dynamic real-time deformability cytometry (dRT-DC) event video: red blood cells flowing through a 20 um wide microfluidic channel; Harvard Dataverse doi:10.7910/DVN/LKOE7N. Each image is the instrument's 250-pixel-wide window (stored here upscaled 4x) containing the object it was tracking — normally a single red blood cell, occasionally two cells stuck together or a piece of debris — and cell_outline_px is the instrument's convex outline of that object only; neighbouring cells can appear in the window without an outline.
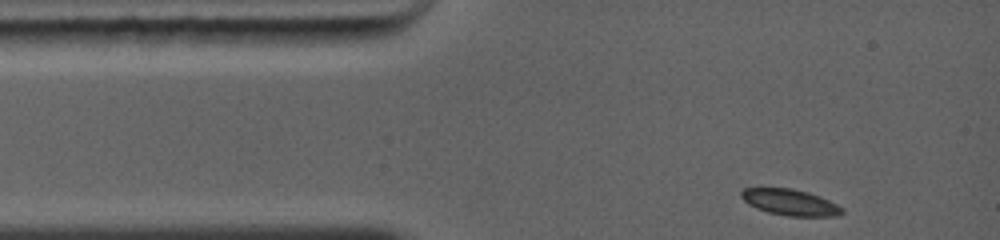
{"species": "common noctule bat (a hibernating species)", "species_latin": "Nyctalus noctula", "temperature_condition": "warm", "stored_images_in_passage": 18, "camera_frame_rate_fps": 5000, "um_per_image_px": 0.085, "animal": {"sex": "female", "body_mass_g": 19.0, "forearm_length_mm": 56.7}, "frame": {"image": 1, "passage_image": 1, "time_ms": 0.0, "image_size_px": [1000, 240], "cell_outline_px": [[844, 212], [836, 216], [788, 216], [768, 212], [756, 208], [748, 204], [740, 196], [740, 192], [744, 188], [792, 188], [808, 192], [820, 196], [844, 208]], "centroid_in_image_um": [67.16, 17.19], "position_along_channel_um": 17.8, "area_um2": 15.37}}
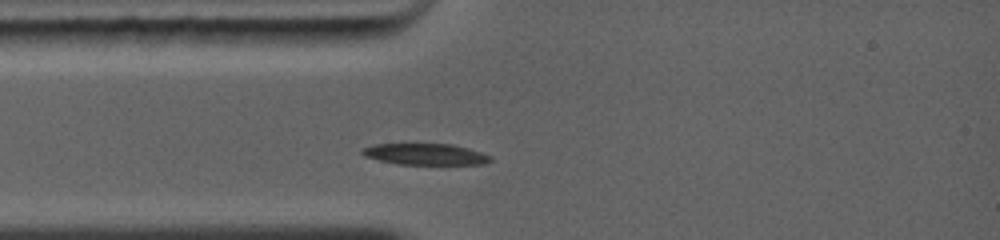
{"frame": {"image": 2, "passage_image": 15, "time_ms": 1.6, "image_size_px": [1000, 240], "cell_outline_px": [[492, 160], [488, 164], [396, 164], [364, 156], [360, 152], [360, 148], [372, 144], [412, 140], [452, 144], [468, 148], [492, 156]], "centroid_in_image_um": [36.06, 13.04], "position_along_channel_um": 48.9, "area_um2": 17.17}}